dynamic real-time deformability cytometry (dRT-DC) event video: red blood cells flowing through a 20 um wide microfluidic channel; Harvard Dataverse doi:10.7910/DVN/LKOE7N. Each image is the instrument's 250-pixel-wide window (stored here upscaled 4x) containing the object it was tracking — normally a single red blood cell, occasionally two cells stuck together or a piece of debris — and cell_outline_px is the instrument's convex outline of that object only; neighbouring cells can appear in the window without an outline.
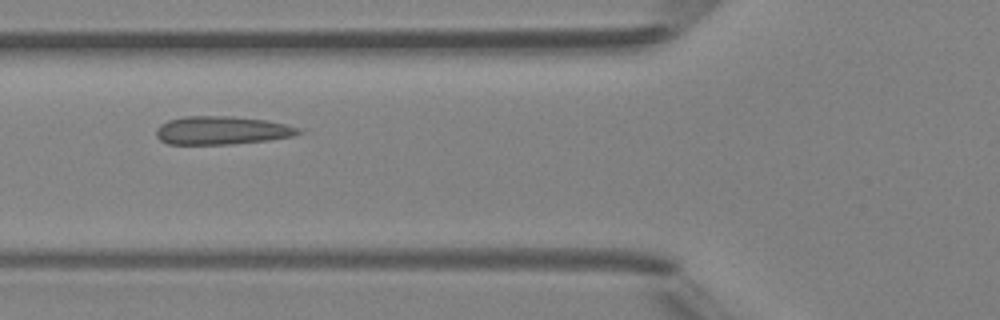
{"species": "Egyptian fruit bat (a non-hibernating species)", "species_latin": "Rousettus aegyptiacus", "temperature_condition": "room temperature", "stored_images_in_passage": 5, "camera_frame_rate_fps": 3000, "um_per_image_px": 0.085, "animal": {"sex": "female"}, "frame": {"image": 1, "passage_image": 5, "time_ms": 4.333, "image_size_px": [1000, 320], "cell_outline_px": [[304, 132], [292, 136], [268, 140], [232, 144], [168, 144], [160, 140], [156, 136], [156, 128], [160, 124], [168, 120], [184, 116], [232, 116], [264, 120], [284, 124], [296, 128]], "centroid_in_image_um": [18.79, 11.08], "position_along_channel_um": 107.0, "area_um2": 23.35}}